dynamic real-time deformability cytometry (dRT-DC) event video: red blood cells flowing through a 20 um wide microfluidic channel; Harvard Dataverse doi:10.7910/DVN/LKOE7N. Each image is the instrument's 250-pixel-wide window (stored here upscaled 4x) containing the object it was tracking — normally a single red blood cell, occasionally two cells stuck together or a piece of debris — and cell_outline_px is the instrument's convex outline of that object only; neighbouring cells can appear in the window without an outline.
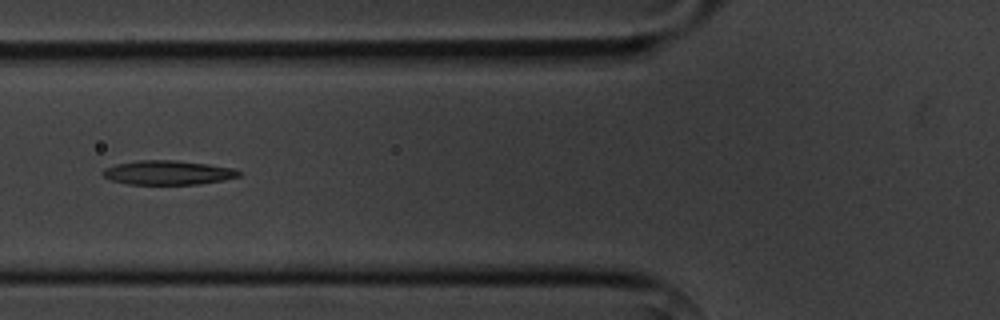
{"species": "common noctule bat (a hibernating species)", "species_latin": "Nyctalus noctula", "temperature_condition": "cold", "stored_images_in_passage": 10, "camera_frame_rate_fps": 3000, "um_per_image_px": 0.085, "animal": {"sex": "male", "body_mass_g": 20.1, "forearm_length_mm": 53.5}, "frame": {"image": 1, "passage_image": 5, "time_ms": 5.0, "image_size_px": [1000, 320], "cell_outline_px": [[244, 172], [240, 176], [224, 180], [200, 184], [128, 184], [112, 180], [104, 176], [100, 172], [104, 168], [116, 164], [140, 160], [176, 160], [208, 164], [232, 168]], "centroid_in_image_um": [14.29, 14.67], "position_along_channel_um": 111.5, "area_um2": 19.25}}
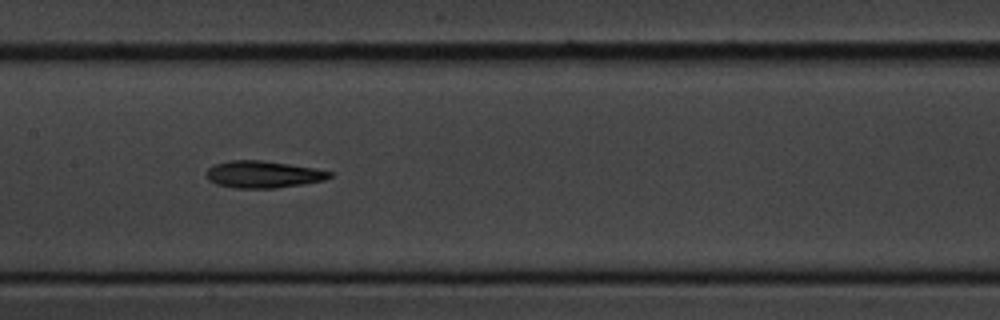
{"frame": {"image": 2, "passage_image": 7, "time_ms": 7.0, "image_size_px": [1000, 320], "cell_outline_px": [[332, 176], [324, 180], [304, 184], [276, 188], [236, 188], [216, 184], [208, 180], [204, 172], [208, 168], [216, 164], [228, 160], [260, 160], [316, 168], [332, 172]], "centroid_in_image_um": [22.35, 14.82], "position_along_channel_um": 185.1, "area_um2": 19.48}}
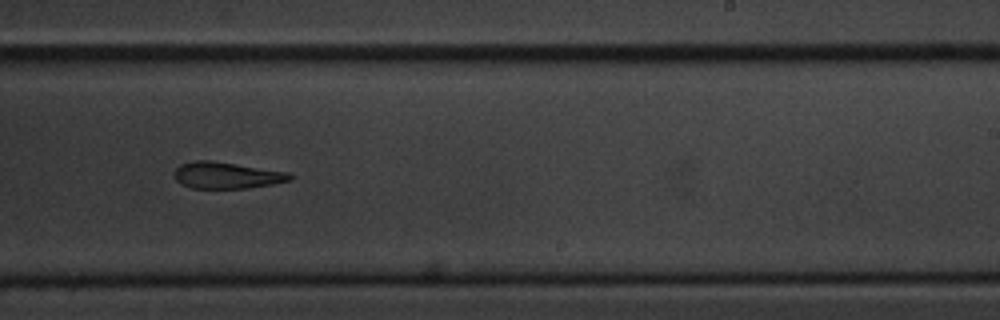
{"frame": {"image": 3, "passage_image": 9, "time_ms": 9.333, "image_size_px": [1000, 320], "cell_outline_px": [[292, 180], [272, 184], [248, 188], [192, 188], [180, 184], [176, 180], [172, 172], [180, 164], [196, 160], [212, 160], [288, 172], [292, 176]], "centroid_in_image_um": [19.22, 14.9], "position_along_channel_um": 269.8, "area_um2": 17.98}}